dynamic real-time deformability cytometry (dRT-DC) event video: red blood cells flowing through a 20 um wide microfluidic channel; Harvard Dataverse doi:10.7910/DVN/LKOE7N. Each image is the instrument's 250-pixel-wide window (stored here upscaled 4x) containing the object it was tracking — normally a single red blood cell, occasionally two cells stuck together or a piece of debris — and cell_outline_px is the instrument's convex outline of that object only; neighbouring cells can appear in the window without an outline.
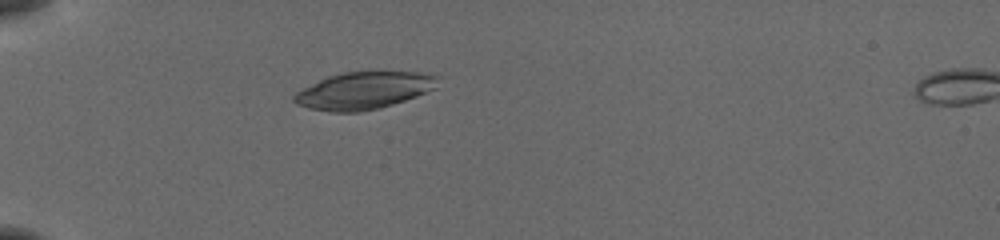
{"species": "common noctule bat (a hibernating species)", "species_latin": "Nyctalus noctula", "temperature_condition": "cold", "stored_images_in_passage": 38, "camera_frame_rate_fps": 3000, "um_per_image_px": 0.085, "animal": {"sex": "female", "body_mass_g": 19.5, "forearm_length_mm": 54.1}, "frame": {"image": 1, "passage_image": 1, "time_ms": 0.0, "image_size_px": [1000, 240], "cell_outline_px": [[436, 88], [416, 96], [380, 108], [360, 112], [332, 112], [308, 108], [296, 104], [292, 100], [292, 96], [296, 92], [328, 76], [344, 72], [416, 72], [436, 76]], "centroid_in_image_um": [30.87, 7.71], "position_along_channel_um": 54.1, "area_um2": 30.75}}
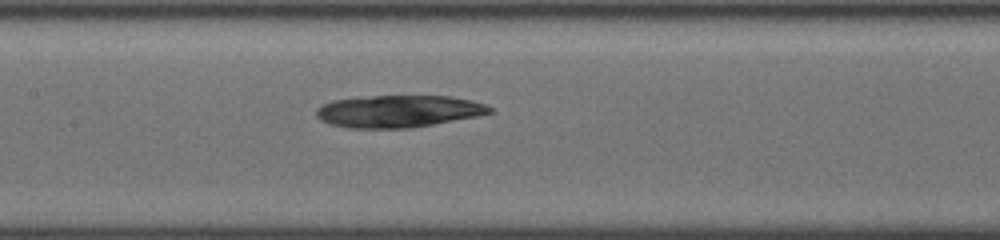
{"frame": {"image": 2, "passage_image": 12, "time_ms": 3.667, "image_size_px": [1000, 240], "cell_outline_px": [[492, 112], [476, 116], [432, 124], [408, 128], [348, 128], [332, 124], [316, 116], [316, 112], [324, 104], [332, 100], [372, 96], [448, 96], [472, 100], [484, 104], [492, 108]], "centroid_in_image_um": [33.88, 9.45], "position_along_channel_um": 173.5, "area_um2": 31.96}}
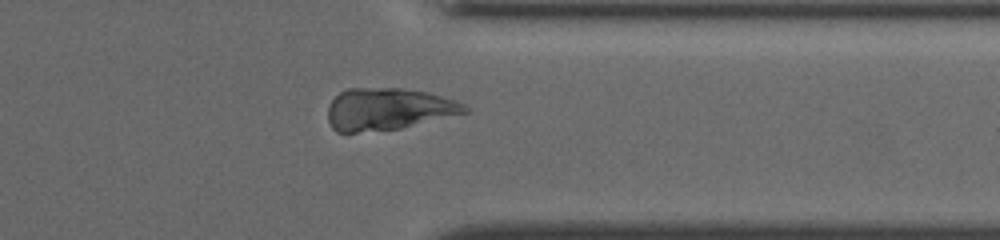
{"frame": {"image": 3, "passage_image": 28, "time_ms": 9.0, "image_size_px": [1000, 240], "cell_outline_px": [[468, 112], [400, 128], [356, 132], [336, 132], [332, 128], [328, 120], [328, 104], [340, 92], [348, 88], [404, 88], [428, 92], [464, 104], [468, 108]], "centroid_in_image_um": [32.95, 9.26], "position_along_channel_um": 378.4, "area_um2": 33.23}}